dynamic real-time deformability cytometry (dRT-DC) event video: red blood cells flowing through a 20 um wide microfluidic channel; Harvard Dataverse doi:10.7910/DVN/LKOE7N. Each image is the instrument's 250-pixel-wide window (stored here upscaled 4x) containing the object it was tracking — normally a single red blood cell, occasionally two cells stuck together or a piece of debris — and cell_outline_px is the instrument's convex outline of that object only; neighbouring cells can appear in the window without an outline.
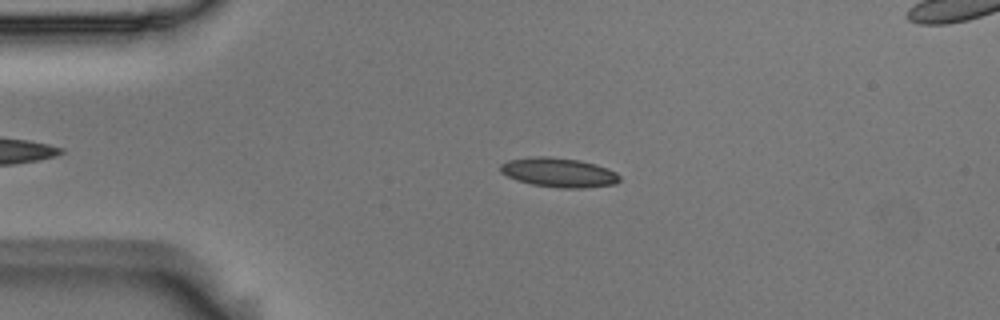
{"species": "Egyptian fruit bat (a non-hibernating species)", "species_latin": "Rousettus aegyptiacus", "temperature_condition": "room temperature", "stored_images_in_passage": 5, "segment_of_instrument_passage": [1, 2], "camera_frame_rate_fps": 3000, "um_per_image_px": 0.085, "animal": {"sex": "male"}, "frame": {"image": 1, "passage_image": 3, "time_ms": 0.667, "image_size_px": [1000, 320], "cell_outline_px": [[620, 180], [616, 184], [584, 188], [560, 188], [532, 184], [516, 180], [500, 172], [500, 164], [508, 160], [532, 156], [548, 156], [580, 160], [596, 164], [608, 168], [616, 172], [620, 176]], "centroid_in_image_um": [47.5, 14.65], "position_along_channel_um": 37.5, "area_um2": 20.58}}